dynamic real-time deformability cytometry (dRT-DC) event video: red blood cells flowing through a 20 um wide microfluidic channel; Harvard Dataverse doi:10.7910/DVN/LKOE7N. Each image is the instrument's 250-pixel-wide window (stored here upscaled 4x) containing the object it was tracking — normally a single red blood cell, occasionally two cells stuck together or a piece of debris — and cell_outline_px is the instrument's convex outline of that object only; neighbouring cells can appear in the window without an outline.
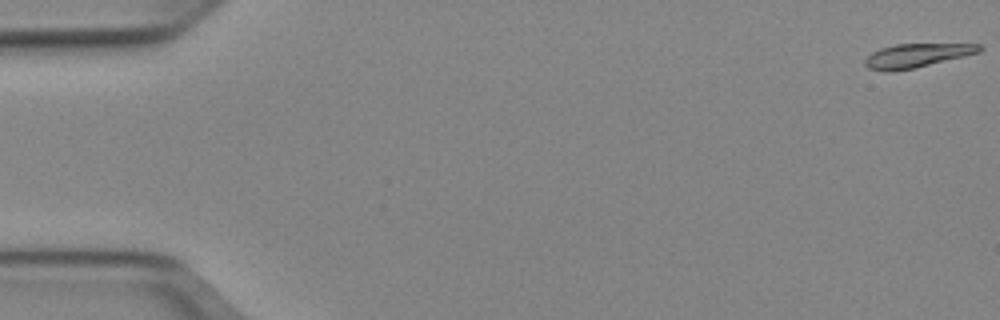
{"species": "Egyptian fruit bat (a non-hibernating species)", "species_latin": "Rousettus aegyptiacus", "temperature_condition": "cold", "stored_images_in_passage": 52, "camera_frame_rate_fps": 3000, "um_per_image_px": 0.085, "animal": {"sex": "female"}, "frame": {"image": 1, "passage_image": 1, "time_ms": 0.0, "image_size_px": [1000, 320], "cell_outline_px": [[984, 48], [980, 52], [916, 68], [892, 72], [884, 72], [868, 68], [864, 64], [864, 60], [872, 52], [880, 48], [896, 44], [980, 44]], "centroid_in_image_um": [77.9, 4.73], "position_along_channel_um": 7.1, "area_um2": 16.01}}
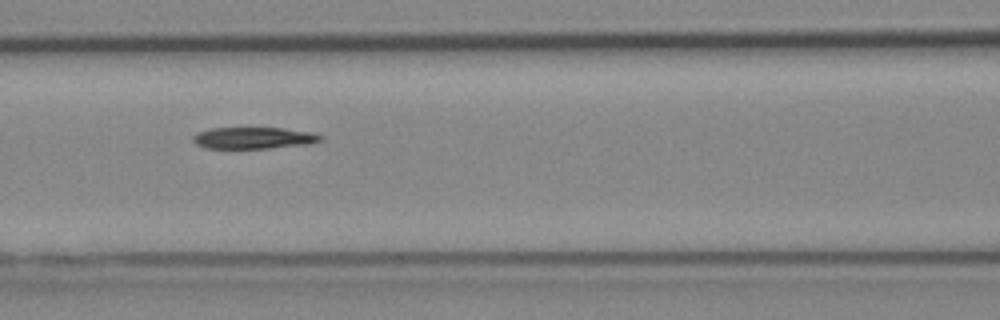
{"frame": {"image": 2, "passage_image": 23, "time_ms": 7.333, "image_size_px": [1000, 320], "cell_outline_px": [[324, 140], [312, 144], [268, 148], [204, 148], [196, 144], [192, 140], [192, 136], [196, 132], [212, 128], [284, 128], [312, 132], [324, 136]], "centroid_in_image_um": [21.6, 11.72], "position_along_channel_um": 145.0, "area_um2": 16.3}}
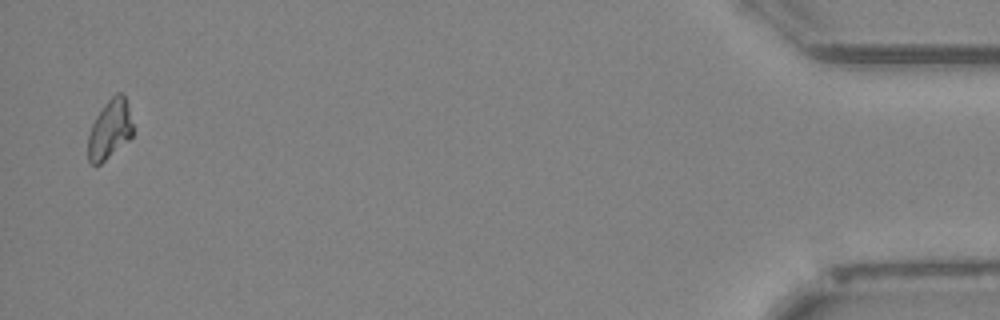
{"frame": {"image": 3, "passage_image": 51, "time_ms": 16.667, "image_size_px": [1000, 320], "cell_outline_px": [[132, 136], [128, 140], [100, 164], [92, 164], [88, 160], [88, 136], [92, 124], [96, 116], [104, 104], [116, 92], [124, 92], [132, 124]], "centroid_in_image_um": [9.32, 10.97], "position_along_channel_um": 425.9, "area_um2": 15.26}, "authors_computed_cell_mechanics": {"area_um2": 16.7909, "velocity_mm_per_s": 3.9346, "shape_relaxation_time_tau1_ms": 4.7253, "shape_relaxation_time_tau2_ms": null, "deformation_change_tau1": 0.1508, "deformation_change_tau2": null}}